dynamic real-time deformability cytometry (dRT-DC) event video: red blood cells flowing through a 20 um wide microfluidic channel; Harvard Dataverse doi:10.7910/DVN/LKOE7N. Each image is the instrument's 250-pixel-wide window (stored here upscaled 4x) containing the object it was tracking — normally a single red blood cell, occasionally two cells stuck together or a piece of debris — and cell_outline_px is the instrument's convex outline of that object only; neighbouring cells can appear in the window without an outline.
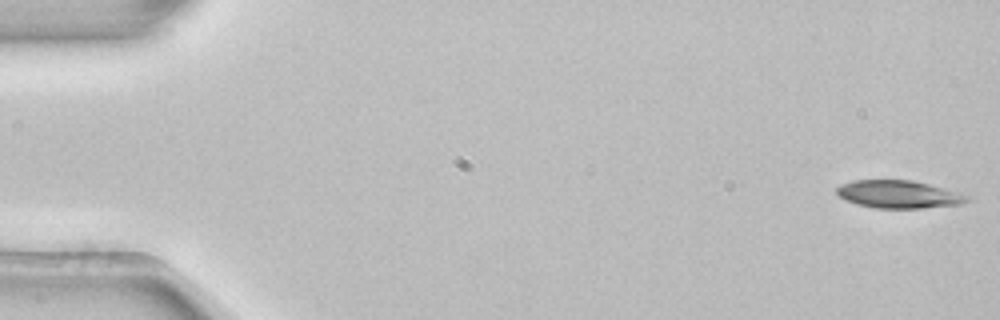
{"species": "common noctule bat (a hibernating species)", "species_latin": "Nyctalus noctula", "temperature_condition": "room temperature", "stored_images_in_passage": 53, "camera_frame_rate_fps": 3000, "um_per_image_px": 0.085, "animal": {"sex": "female", "body_mass_g": 22.7, "forearm_length_mm": 54.2}, "frame": {"image": 1, "passage_image": 1, "time_ms": 0.0, "image_size_px": [1000, 320], "cell_outline_px": [[968, 200], [960, 204], [924, 208], [876, 208], [844, 200], [836, 192], [836, 188], [840, 184], [852, 180], [912, 180], [960, 192], [968, 196]], "centroid_in_image_um": [76.37, 16.51], "position_along_channel_um": 8.6, "area_um2": 20.98}}
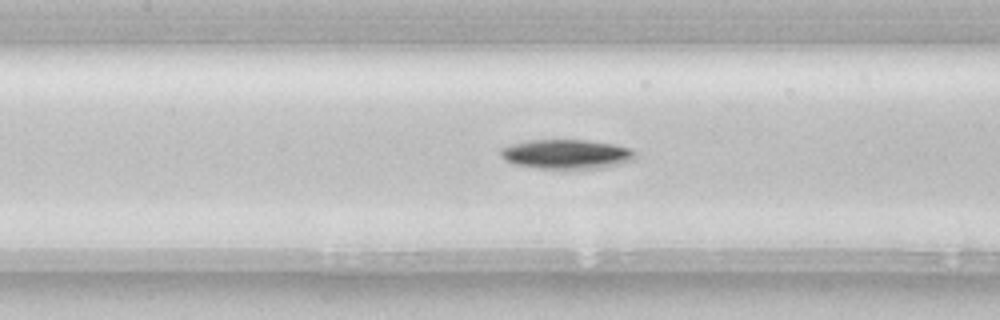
{"frame": {"image": 2, "passage_image": 24, "time_ms": 7.667, "image_size_px": [1000, 320], "cell_outline_px": [[636, 156], [632, 160], [604, 168], [536, 168], [512, 164], [504, 160], [500, 156], [500, 148], [512, 144], [528, 140], [588, 140], [612, 144], [632, 148], [636, 152]], "centroid_in_image_um": [48.13, 13.1], "position_along_channel_um": 159.3, "area_um2": 23.18}}
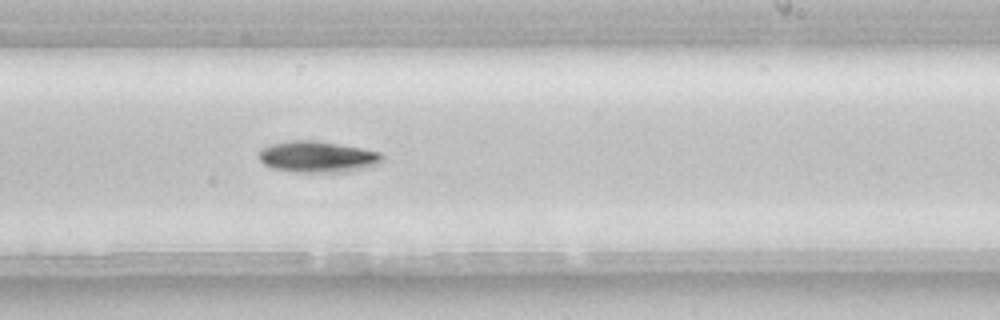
{"frame": {"image": 3, "passage_image": 32, "time_ms": 10.333, "image_size_px": [1000, 320], "cell_outline_px": [[384, 156], [380, 164], [348, 172], [296, 172], [272, 168], [264, 164], [260, 160], [260, 152], [264, 148], [272, 144], [292, 140], [316, 140], [360, 148], [380, 152]], "centroid_in_image_um": [27.03, 13.34], "position_along_channel_um": 262.0, "area_um2": 22.37}, "authors_computed_cell_mechanics": {"area_um2": 21.7328, "velocity_mm_per_s": 3.8657, "shape_relaxation_time_tau1_ms": 1.6952, "shape_relaxation_time_tau2_ms": null, "deformation_change_tau1": 0.1086, "deformation_change_tau2": null}}